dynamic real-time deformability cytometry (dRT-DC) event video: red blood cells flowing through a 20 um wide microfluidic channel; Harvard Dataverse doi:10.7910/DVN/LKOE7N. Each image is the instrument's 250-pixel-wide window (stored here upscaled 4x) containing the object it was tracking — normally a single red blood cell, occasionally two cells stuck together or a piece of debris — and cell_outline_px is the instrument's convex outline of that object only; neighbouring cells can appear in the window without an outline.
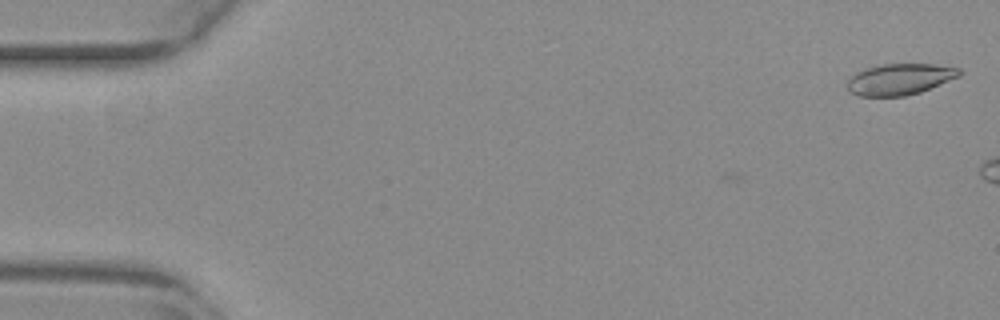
{"species": "common noctule bat (a hibernating species)", "species_latin": "Nyctalus noctula", "temperature_condition": "warm", "stored_images_in_passage": 2, "camera_frame_rate_fps": 3000, "um_per_image_px": 0.085, "animal": {"sex": "female", "body_mass_g": 29.2, "forearm_length_mm": 56.3}, "frame": {"image": 1, "passage_image": 2, "time_ms": 0.333, "image_size_px": [1000, 320], "cell_outline_px": [[964, 72], [960, 76], [920, 92], [904, 96], [856, 96], [848, 92], [848, 80], [852, 76], [868, 68], [880, 64], [932, 64], [960, 68]], "centroid_in_image_um": [76.51, 6.74], "position_along_channel_um": 8.5, "area_um2": 20.29}}